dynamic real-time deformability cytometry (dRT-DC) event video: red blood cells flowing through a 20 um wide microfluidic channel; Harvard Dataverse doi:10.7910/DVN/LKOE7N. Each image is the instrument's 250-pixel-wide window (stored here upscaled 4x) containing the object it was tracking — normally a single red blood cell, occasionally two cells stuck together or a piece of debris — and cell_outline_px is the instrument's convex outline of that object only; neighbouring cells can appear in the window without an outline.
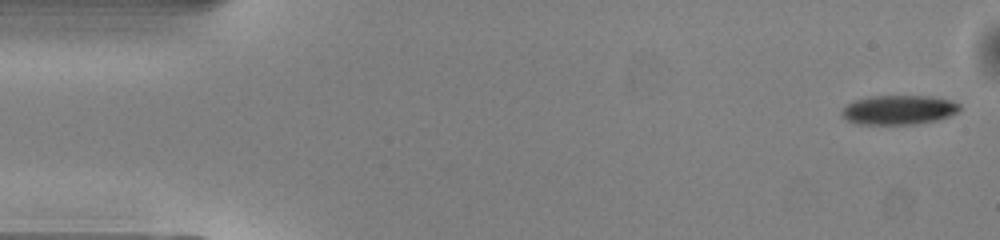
{"species": "common noctule bat (a hibernating species)", "species_latin": "Nyctalus noctula", "temperature_condition": "warm", "stored_images_in_passage": 50, "camera_frame_rate_fps": 3000, "um_per_image_px": 0.085, "animal": {"sex": "male", "body_mass_g": 13.0, "forearm_length_mm": 53.1}, "frame": {"image": 1, "passage_image": 1, "time_ms": 0.0, "image_size_px": [1000, 240], "cell_outline_px": [[960, 108], [956, 112], [948, 116], [936, 120], [916, 124], [856, 124], [840, 116], [840, 112], [848, 104], [856, 100], [872, 96], [932, 96], [952, 100], [960, 104]], "centroid_in_image_um": [76.39, 9.34], "position_along_channel_um": 8.6, "area_um2": 20.11}}
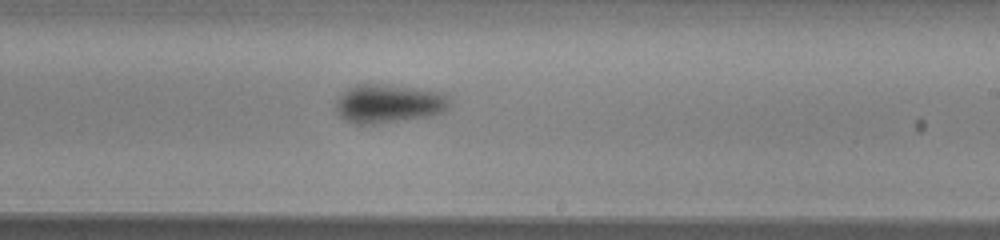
{"frame": {"image": 2, "passage_image": 29, "time_ms": 9.333, "image_size_px": [1000, 240], "cell_outline_px": [[452, 104], [444, 112], [432, 116], [372, 124], [356, 124], [344, 120], [336, 112], [336, 100], [348, 88], [356, 84], [384, 84], [448, 92]], "centroid_in_image_um": [33.1, 8.8], "position_along_channel_um": 255.9, "area_um2": 26.13}}
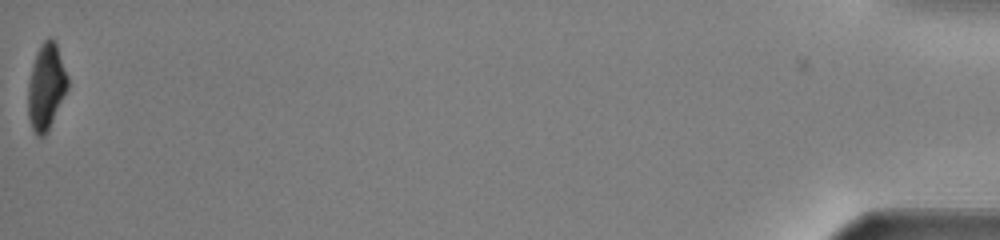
{"frame": {"image": 3, "passage_image": 50, "time_ms": 16.333, "image_size_px": [1000, 240], "cell_outline_px": [[68, 88], [48, 132], [44, 136], [36, 136], [32, 128], [28, 116], [28, 84], [32, 64], [40, 44], [48, 36], [56, 44], [68, 76]], "centroid_in_image_um": [3.92, 7.39], "position_along_channel_um": 431.3, "area_um2": 19.88}, "authors_computed_cell_mechanics": {"area_um2": 23.0622, "velocity_mm_per_s": 4.0407, "shape_relaxation_time_tau1_ms": 2.1943, "shape_relaxation_time_tau2_ms": null, "deformation_change_tau1": 0.1209, "deformation_change_tau2": null}}